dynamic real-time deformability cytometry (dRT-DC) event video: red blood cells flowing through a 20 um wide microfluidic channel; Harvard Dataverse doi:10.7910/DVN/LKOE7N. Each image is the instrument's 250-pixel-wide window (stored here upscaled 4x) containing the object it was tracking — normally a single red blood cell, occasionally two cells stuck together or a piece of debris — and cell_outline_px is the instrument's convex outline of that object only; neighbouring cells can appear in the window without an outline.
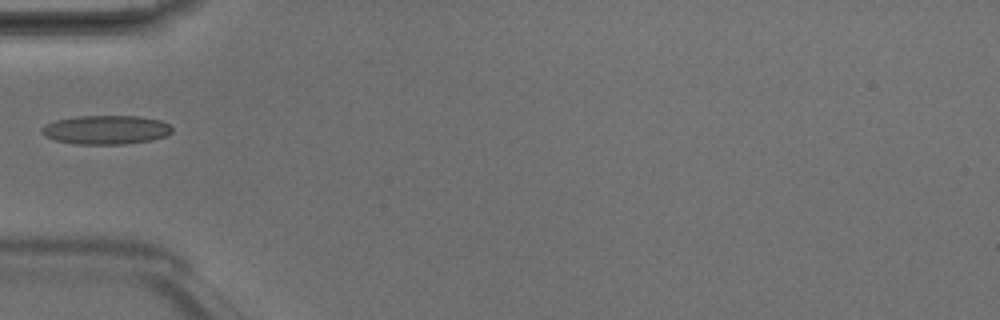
{"species": "Egyptian fruit bat (a non-hibernating species)", "species_latin": "Rousettus aegyptiacus", "temperature_condition": "room temperature", "stored_images_in_passage": 4, "camera_frame_rate_fps": 3000, "um_per_image_px": 0.085, "animal": {"sex": "male"}, "frame": {"image": 1, "passage_image": 4, "time_ms": 1.0, "image_size_px": [1000, 320], "cell_outline_px": [[172, 132], [164, 136], [152, 140], [124, 144], [76, 144], [56, 140], [44, 136], [40, 132], [40, 128], [44, 124], [56, 120], [76, 116], [136, 116], [160, 120], [168, 124], [172, 128]], "centroid_in_image_um": [8.96, 11.03], "position_along_channel_um": 76.0, "area_um2": 22.02}}